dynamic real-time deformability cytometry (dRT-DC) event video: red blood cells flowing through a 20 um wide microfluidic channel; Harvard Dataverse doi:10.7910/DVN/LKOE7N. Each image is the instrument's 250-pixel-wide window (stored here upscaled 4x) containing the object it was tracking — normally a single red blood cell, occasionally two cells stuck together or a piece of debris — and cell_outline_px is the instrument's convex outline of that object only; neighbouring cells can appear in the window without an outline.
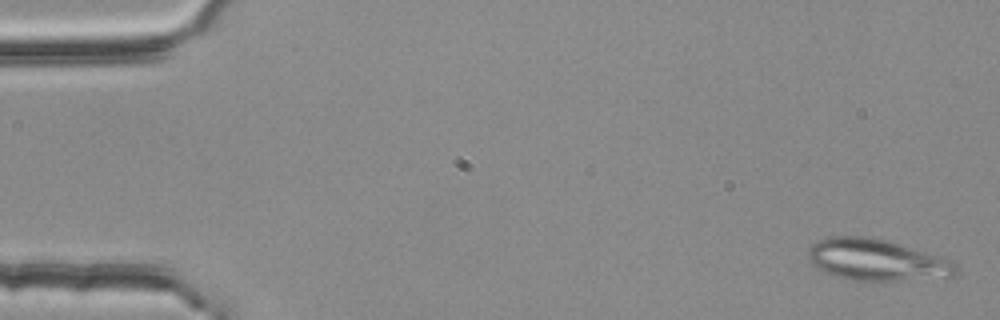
{"species": "common noctule bat (a hibernating species)", "species_latin": "Nyctalus noctula", "temperature_condition": "room temperature", "stored_images_in_passage": 4, "camera_frame_rate_fps": 3000, "um_per_image_px": 0.085, "animal": {"sex": "female", "body_mass_g": 25.1}, "frame": {"image": 1, "passage_image": 1, "time_ms": 0.0, "image_size_px": [1000, 320], "cell_outline_px": [[956, 268], [952, 276], [948, 280], [852, 280], [832, 276], [824, 272], [812, 264], [808, 256], [808, 252], [820, 240], [832, 236], [868, 236], [900, 244], [940, 256], [952, 260], [956, 264]], "centroid_in_image_um": [74.59, 22.12], "position_along_channel_um": 10.4, "area_um2": 35.84}}